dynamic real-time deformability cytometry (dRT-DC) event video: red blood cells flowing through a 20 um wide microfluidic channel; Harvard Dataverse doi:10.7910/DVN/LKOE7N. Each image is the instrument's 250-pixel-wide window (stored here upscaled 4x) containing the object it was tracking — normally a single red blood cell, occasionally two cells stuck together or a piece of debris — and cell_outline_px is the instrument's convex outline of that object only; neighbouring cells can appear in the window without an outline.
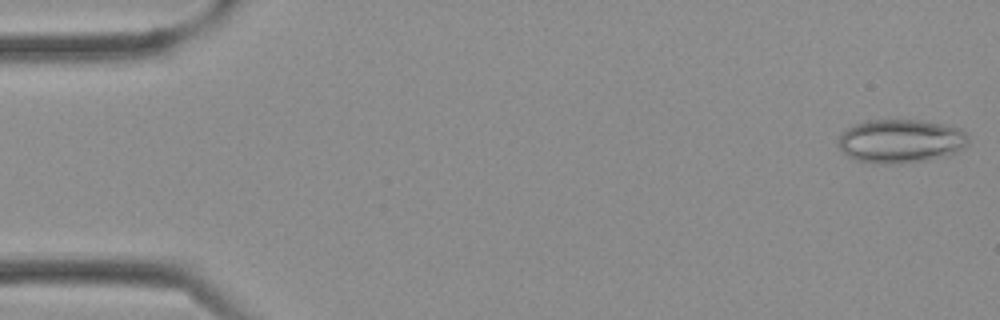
{"species": "Egyptian fruit bat (a non-hibernating species)", "species_latin": "Rousettus aegyptiacus", "temperature_condition": "cold", "stored_images_in_passage": 10, "camera_frame_rate_fps": 3000, "um_per_image_px": 0.085, "frame": {"image": 1, "passage_image": 1, "time_ms": 0.0, "image_size_px": [1000, 320], "cell_outline_px": [[968, 144], [964, 148], [948, 156], [928, 160], [900, 164], [872, 164], [856, 160], [848, 156], [840, 148], [840, 132], [852, 124], [868, 120], [920, 120], [960, 128], [968, 136]], "centroid_in_image_um": [76.56, 12.01], "position_along_channel_um": 8.4, "area_um2": 33.47}}